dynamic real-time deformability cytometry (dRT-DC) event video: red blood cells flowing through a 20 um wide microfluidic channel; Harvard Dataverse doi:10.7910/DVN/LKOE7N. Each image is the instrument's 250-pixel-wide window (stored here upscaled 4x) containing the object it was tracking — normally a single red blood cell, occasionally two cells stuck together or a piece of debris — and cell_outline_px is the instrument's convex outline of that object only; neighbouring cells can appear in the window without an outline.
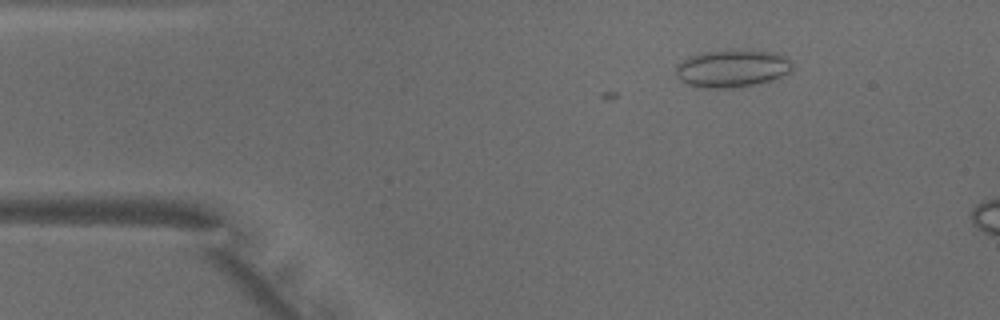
{"species": "common noctule bat (a hibernating species)", "species_latin": "Nyctalus noctula", "temperature_condition": "warm", "stored_images_in_passage": 9, "camera_frame_rate_fps": 3000, "um_per_image_px": 0.085, "animal": {"sex": "male", "body_mass_g": 18.8}, "frame": {"image": 1, "passage_image": 4, "time_ms": 1.0, "image_size_px": [1000, 320], "cell_outline_px": [[792, 68], [788, 72], [772, 80], [752, 84], [728, 88], [712, 88], [688, 84], [680, 80], [676, 76], [676, 64], [688, 56], [700, 52], [776, 52], [792, 60]], "centroid_in_image_um": [62.2, 5.83], "position_along_channel_um": 22.8, "area_um2": 24.74}}